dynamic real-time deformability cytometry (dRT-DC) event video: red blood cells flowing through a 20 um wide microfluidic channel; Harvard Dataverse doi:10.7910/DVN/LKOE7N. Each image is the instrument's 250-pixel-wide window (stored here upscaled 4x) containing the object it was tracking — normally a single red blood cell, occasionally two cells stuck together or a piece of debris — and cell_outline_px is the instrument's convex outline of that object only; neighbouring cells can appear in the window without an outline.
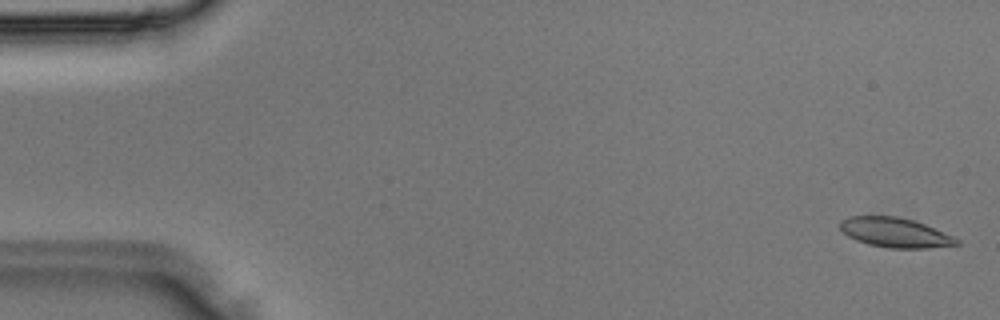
{"species": "Egyptian fruit bat (a non-hibernating species)", "species_latin": "Rousettus aegyptiacus", "temperature_condition": "room temperature", "stored_images_in_passage": 38, "camera_frame_rate_fps": 3000, "um_per_image_px": 0.085, "animal": {"sex": "male"}, "frame": {"image": 1, "passage_image": 1, "time_ms": 0.0, "image_size_px": [1000, 320], "cell_outline_px": [[960, 244], [928, 248], [888, 248], [868, 244], [856, 240], [848, 236], [840, 228], [840, 220], [848, 216], [896, 216], [912, 220], [924, 224], [952, 236], [960, 240]], "centroid_in_image_um": [76.06, 19.77], "position_along_channel_um": 8.9, "area_um2": 20.0}}
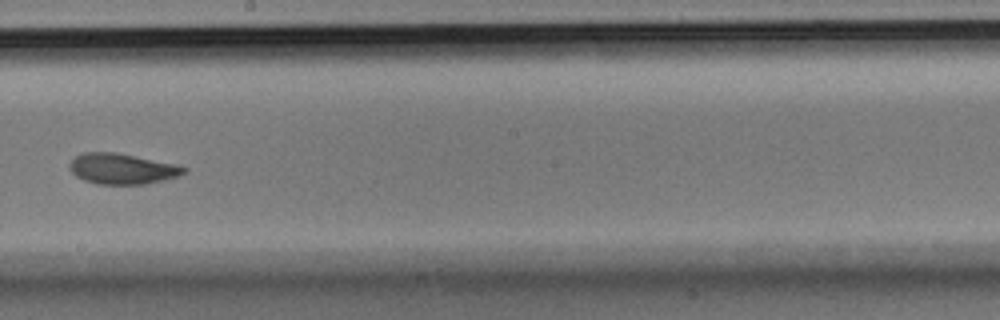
{"frame": {"image": 2, "passage_image": 21, "time_ms": 6.667, "image_size_px": [1000, 320], "cell_outline_px": [[188, 168], [184, 172], [176, 176], [164, 180], [144, 184], [96, 184], [84, 180], [76, 176], [72, 172], [68, 164], [76, 156], [84, 152], [116, 152], [176, 164]], "centroid_in_image_um": [10.36, 14.34], "position_along_channel_um": 237.8, "area_um2": 20.29}}
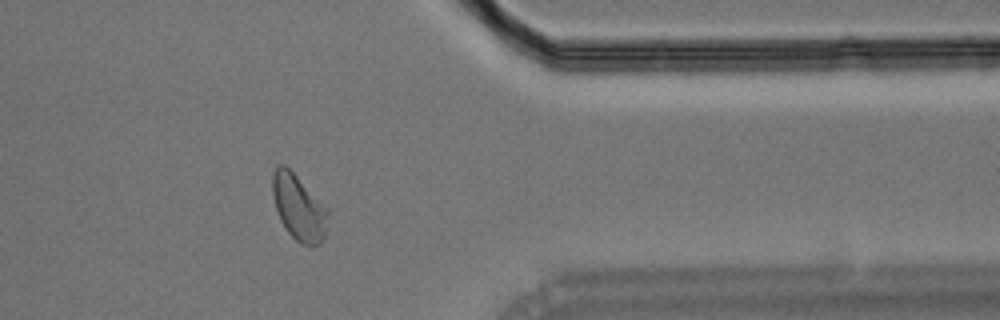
{"frame": {"image": 3, "passage_image": 30, "time_ms": 9.667, "image_size_px": [1000, 320], "cell_outline_px": [[328, 212], [324, 240], [320, 244], [312, 248], [300, 244], [288, 232], [280, 220], [276, 208], [272, 192], [272, 172], [280, 164], [284, 164], [328, 208]], "centroid_in_image_um": [25.4, 17.68], "position_along_channel_um": 386.0, "area_um2": 21.15}}